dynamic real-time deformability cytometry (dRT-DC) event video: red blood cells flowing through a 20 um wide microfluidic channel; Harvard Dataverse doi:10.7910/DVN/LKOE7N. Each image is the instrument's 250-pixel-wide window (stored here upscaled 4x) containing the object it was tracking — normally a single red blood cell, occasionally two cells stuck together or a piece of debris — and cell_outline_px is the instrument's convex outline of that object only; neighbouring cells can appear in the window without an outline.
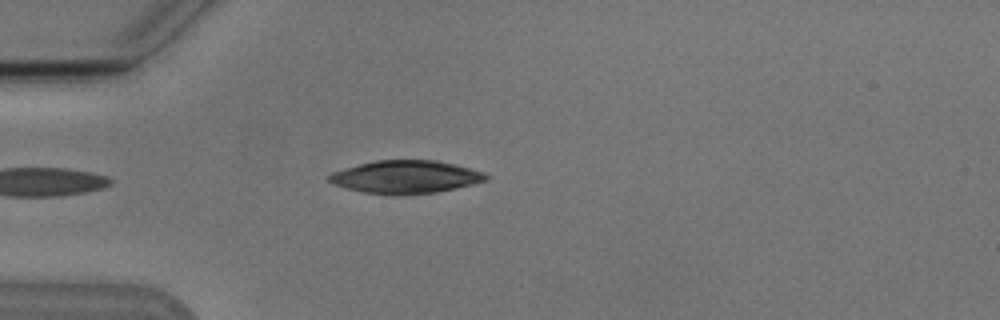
{"species": "Egyptian fruit bat (a non-hibernating species)", "species_latin": "Rousettus aegyptiacus", "temperature_condition": "cold", "stored_images_in_passage": 6, "camera_frame_rate_fps": 3000, "um_per_image_px": 0.085, "animal": {"sex": "male"}, "frame": {"image": 1, "passage_image": 5, "time_ms": 4.667, "image_size_px": [1000, 320], "cell_outline_px": [[488, 180], [456, 188], [436, 192], [404, 196], [392, 196], [364, 192], [348, 188], [336, 184], [328, 180], [328, 176], [332, 172], [344, 168], [376, 160], [436, 160], [456, 164], [484, 172], [488, 176]], "centroid_in_image_um": [34.51, 15.05], "position_along_channel_um": 50.5, "area_um2": 30.23}}